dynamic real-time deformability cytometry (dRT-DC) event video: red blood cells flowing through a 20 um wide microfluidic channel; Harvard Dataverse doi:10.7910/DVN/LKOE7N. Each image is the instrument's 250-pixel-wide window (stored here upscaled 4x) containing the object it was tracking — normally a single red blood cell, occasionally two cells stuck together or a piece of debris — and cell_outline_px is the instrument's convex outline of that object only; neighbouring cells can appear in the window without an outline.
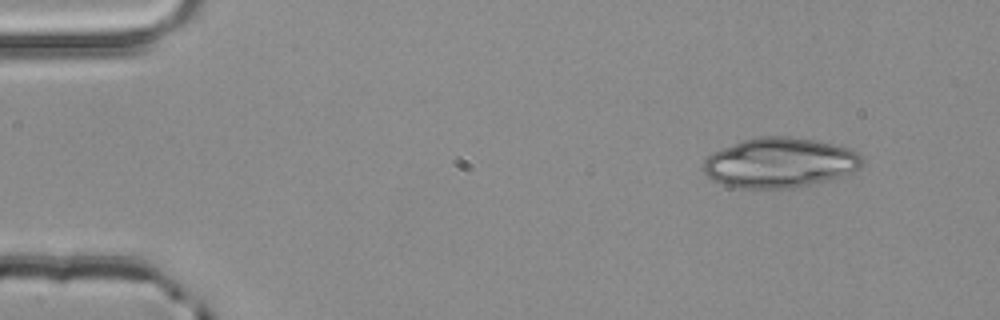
{"species": "common noctule bat (a hibernating species)", "species_latin": "Nyctalus noctula", "temperature_condition": "room temperature", "stored_images_in_passage": 2, "camera_frame_rate_fps": 3000, "um_per_image_px": 0.085, "animal": {"sex": "male", "body_mass_g": 20.4}, "frame": {"image": 1, "passage_image": 1, "time_ms": 0.0, "image_size_px": [1000, 320], "cell_outline_px": [[864, 160], [860, 168], [852, 172], [840, 176], [792, 188], [736, 188], [712, 180], [704, 172], [704, 160], [712, 152], [744, 140], [760, 136], [788, 136], [812, 140], [852, 148], [860, 152]], "centroid_in_image_um": [66.29, 13.82], "position_along_channel_um": 18.7, "area_um2": 45.95}}